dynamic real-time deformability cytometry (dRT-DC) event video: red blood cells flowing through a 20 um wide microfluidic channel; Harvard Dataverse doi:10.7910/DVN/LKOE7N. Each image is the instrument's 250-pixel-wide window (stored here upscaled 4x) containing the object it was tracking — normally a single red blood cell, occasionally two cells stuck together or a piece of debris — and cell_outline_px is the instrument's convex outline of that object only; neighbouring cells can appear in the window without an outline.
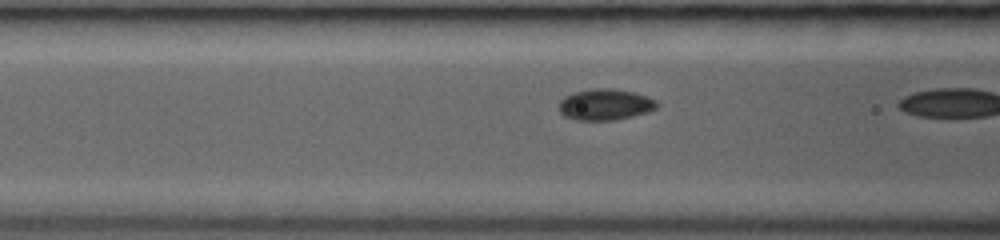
{"species": "common noctule bat (a hibernating species)", "species_latin": "Nyctalus noctula", "temperature_condition": "room temperature", "stored_images_in_passage": 9, "camera_frame_rate_fps": 3000, "um_per_image_px": 0.085, "animal": {"sex": "female", "body_mass_g": 19.0, "forearm_length_mm": 53.3}, "frame": {"image": 1, "passage_image": 7, "time_ms": 2.333, "image_size_px": [1000, 240], "cell_outline_px": [[660, 104], [656, 108], [648, 112], [632, 116], [612, 120], [576, 120], [564, 116], [560, 112], [560, 100], [564, 96], [576, 92], [592, 88], [612, 88], [632, 92], [648, 96], [656, 100]], "centroid_in_image_um": [51.46, 8.88], "position_along_channel_um": 115.1, "area_um2": 17.8}}